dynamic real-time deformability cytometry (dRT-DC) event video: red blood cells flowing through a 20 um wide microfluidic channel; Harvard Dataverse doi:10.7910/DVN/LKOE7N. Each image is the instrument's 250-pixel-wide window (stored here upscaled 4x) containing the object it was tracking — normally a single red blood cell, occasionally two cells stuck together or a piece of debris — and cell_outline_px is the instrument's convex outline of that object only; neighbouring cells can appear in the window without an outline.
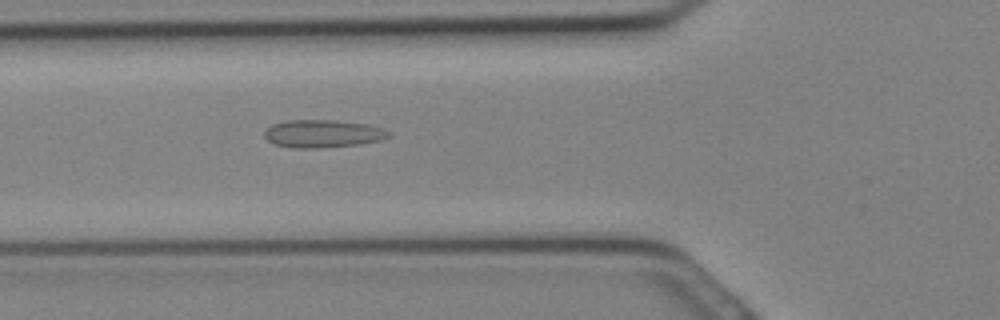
{"species": "Egyptian fruit bat (a non-hibernating species)", "species_latin": "Rousettus aegyptiacus", "temperature_condition": "cold", "stored_images_in_passage": 29, "camera_frame_rate_fps": 3000, "um_per_image_px": 0.085, "animal": {"sex": "female"}, "frame": {"image": 1, "passage_image": 9, "time_ms": 2.667, "image_size_px": [1000, 320], "cell_outline_px": [[392, 132], [388, 136], [380, 140], [360, 144], [316, 148], [292, 148], [276, 144], [268, 140], [264, 136], [264, 132], [272, 124], [288, 120], [332, 120], [368, 124], [384, 128]], "centroid_in_image_um": [27.45, 11.36], "position_along_channel_um": 98.3, "area_um2": 20.06}}
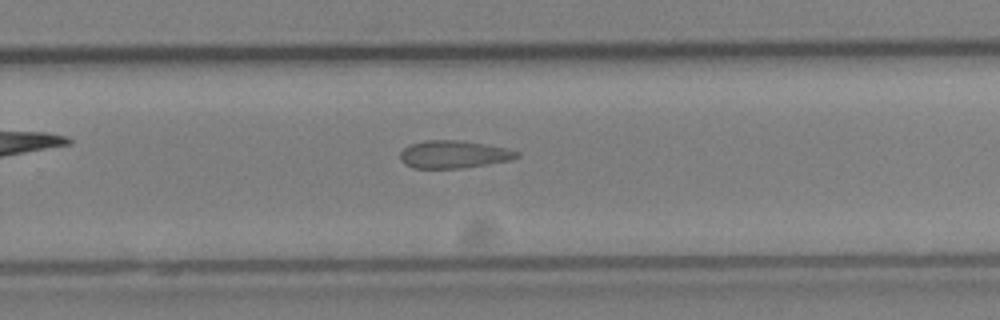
{"frame": {"image": 2, "passage_image": 18, "time_ms": 5.667, "image_size_px": [1000, 320], "cell_outline_px": [[520, 156], [512, 160], [460, 168], [412, 168], [404, 164], [400, 160], [400, 152], [404, 148], [412, 144], [424, 140], [460, 140], [508, 148], [520, 152]], "centroid_in_image_um": [38.57, 13.12], "position_along_channel_um": 291.2, "area_um2": 18.84}}
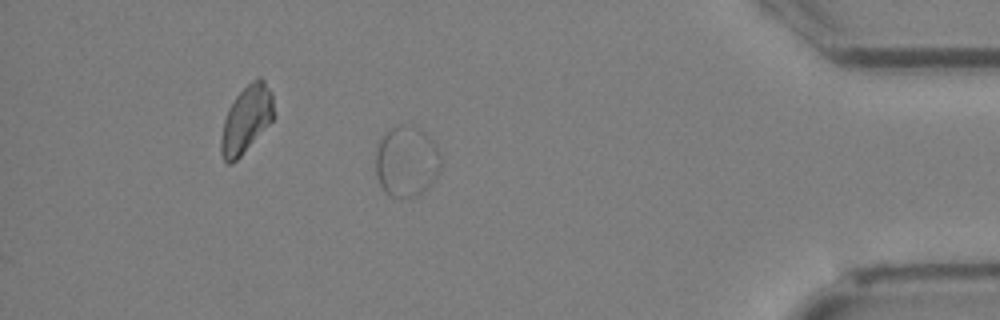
{"frame": {"image": 3, "passage_image": 25, "time_ms": 8.0, "image_size_px": [1000, 320], "cell_outline_px": [[440, 168], [436, 180], [416, 196], [404, 200], [392, 196], [384, 192], [376, 176], [376, 148], [380, 140], [392, 128], [400, 124], [424, 132], [432, 140], [440, 152]], "centroid_in_image_um": [34.55, 13.78], "position_along_channel_um": 400.6, "area_um2": 26.82}}